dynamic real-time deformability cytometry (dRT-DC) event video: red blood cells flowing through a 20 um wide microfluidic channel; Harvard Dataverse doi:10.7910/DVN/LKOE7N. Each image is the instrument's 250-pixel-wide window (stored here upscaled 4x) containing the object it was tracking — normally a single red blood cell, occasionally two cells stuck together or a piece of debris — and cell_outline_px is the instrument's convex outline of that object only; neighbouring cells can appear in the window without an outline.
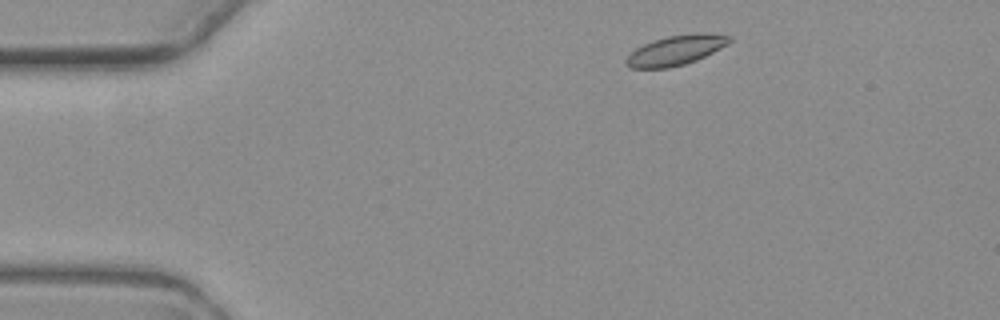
{"species": "common noctule bat (a hibernating species)", "species_latin": "Nyctalus noctula", "temperature_condition": "warm", "stored_images_in_passage": 3, "camera_frame_rate_fps": 3000, "um_per_image_px": 0.085, "animal": {"sex": "female", "body_mass_g": 19.3, "forearm_length_mm": 54.1}, "frame": {"image": 1, "passage_image": 1, "time_ms": 0.0, "image_size_px": [1000, 320], "cell_outline_px": [[732, 40], [728, 44], [696, 60], [684, 64], [668, 68], [632, 68], [624, 64], [624, 60], [636, 48], [652, 40], [668, 36], [732, 36]], "centroid_in_image_um": [57.32, 4.34], "position_along_channel_um": 27.7, "area_um2": 16.94}}